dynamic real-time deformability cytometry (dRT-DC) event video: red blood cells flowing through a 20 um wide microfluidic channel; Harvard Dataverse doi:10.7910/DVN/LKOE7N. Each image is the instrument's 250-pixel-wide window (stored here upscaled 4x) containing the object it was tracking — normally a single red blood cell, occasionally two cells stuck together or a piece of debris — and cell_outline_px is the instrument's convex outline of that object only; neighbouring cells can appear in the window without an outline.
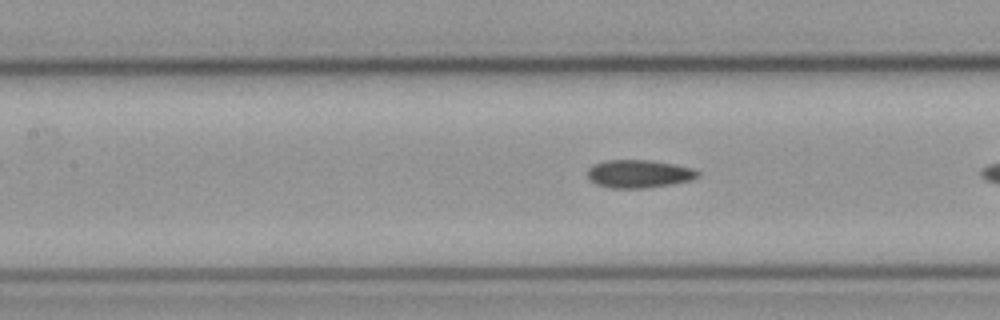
{"species": "common noctule bat (a hibernating species)", "species_latin": "Nyctalus noctula", "temperature_condition": "cold", "stored_images_in_passage": 10, "segment_of_instrument_passage": [2, 2], "camera_frame_rate_fps": 3000, "um_per_image_px": 0.085, "animal": {"sex": "male", "body_mass_g": 23.1, "forearm_length_mm": 52.7}, "frame": {"image": 1, "passage_image": 10, "time_ms": 3.0, "image_size_px": [1000, 320], "cell_outline_px": [[700, 176], [688, 180], [668, 184], [644, 188], [612, 188], [596, 184], [588, 176], [588, 168], [592, 164], [604, 160], [652, 160], [692, 168], [700, 172]], "centroid_in_image_um": [54.27, 14.76], "position_along_channel_um": 153.1, "area_um2": 17.8}}